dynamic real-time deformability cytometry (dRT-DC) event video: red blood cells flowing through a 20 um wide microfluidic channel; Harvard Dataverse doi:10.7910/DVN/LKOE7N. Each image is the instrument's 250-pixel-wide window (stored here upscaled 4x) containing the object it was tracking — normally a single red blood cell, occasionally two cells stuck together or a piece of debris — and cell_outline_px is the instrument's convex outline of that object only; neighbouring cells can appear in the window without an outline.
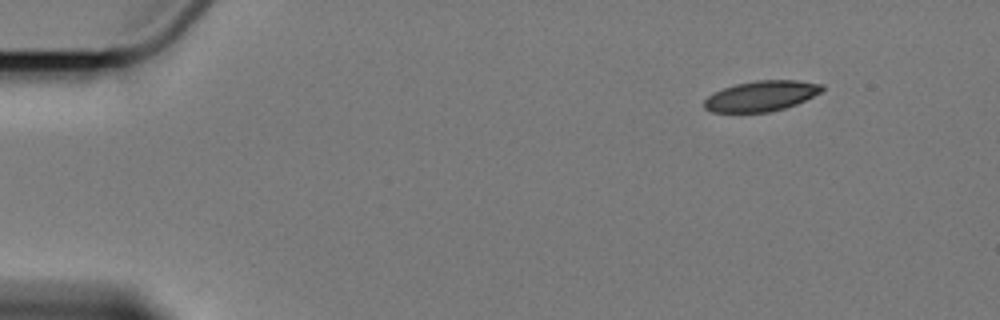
{"species": "Egyptian fruit bat (a non-hibernating species)", "species_latin": "Rousettus aegyptiacus", "temperature_condition": "cold", "stored_images_in_passage": 4, "camera_frame_rate_fps": 3000, "um_per_image_px": 0.085, "animal": {"sex": "female"}, "frame": {"image": 1, "passage_image": 1, "time_ms": 0.0, "image_size_px": [1000, 320], "cell_outline_px": [[824, 88], [820, 92], [796, 104], [784, 108], [768, 112], [712, 112], [704, 108], [704, 100], [712, 92], [736, 84], [756, 80], [796, 80], [824, 84]], "centroid_in_image_um": [64.68, 8.15], "position_along_channel_um": 20.3, "area_um2": 20.81}}